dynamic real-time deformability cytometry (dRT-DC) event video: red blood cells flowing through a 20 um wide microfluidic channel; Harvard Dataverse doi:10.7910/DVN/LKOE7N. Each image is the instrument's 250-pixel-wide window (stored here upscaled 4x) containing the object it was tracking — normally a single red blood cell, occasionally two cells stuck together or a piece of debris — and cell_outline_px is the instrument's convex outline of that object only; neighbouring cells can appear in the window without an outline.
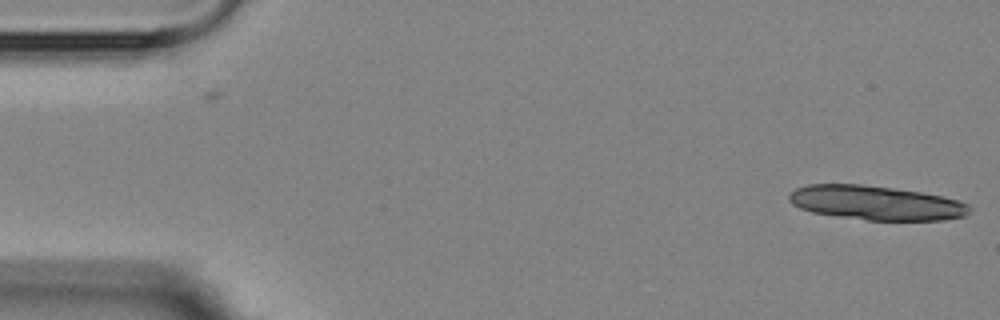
{"species": "Egyptian fruit bat (a non-hibernating species)", "species_latin": "Rousettus aegyptiacus", "temperature_condition": "room temperature", "stored_images_in_passage": 5, "camera_frame_rate_fps": 3000, "um_per_image_px": 0.085, "animal": {"sex": "female"}, "frame": {"image": 1, "passage_image": 1, "time_ms": 0.0, "image_size_px": [1000, 320], "cell_outline_px": [[968, 212], [964, 216], [944, 220], [868, 220], [812, 212], [800, 208], [792, 204], [788, 200], [788, 192], [796, 188], [808, 184], [860, 184], [892, 188], [920, 192], [960, 200], [968, 204]], "centroid_in_image_um": [74.41, 17.23], "position_along_channel_um": 10.6, "area_um2": 35.84}}